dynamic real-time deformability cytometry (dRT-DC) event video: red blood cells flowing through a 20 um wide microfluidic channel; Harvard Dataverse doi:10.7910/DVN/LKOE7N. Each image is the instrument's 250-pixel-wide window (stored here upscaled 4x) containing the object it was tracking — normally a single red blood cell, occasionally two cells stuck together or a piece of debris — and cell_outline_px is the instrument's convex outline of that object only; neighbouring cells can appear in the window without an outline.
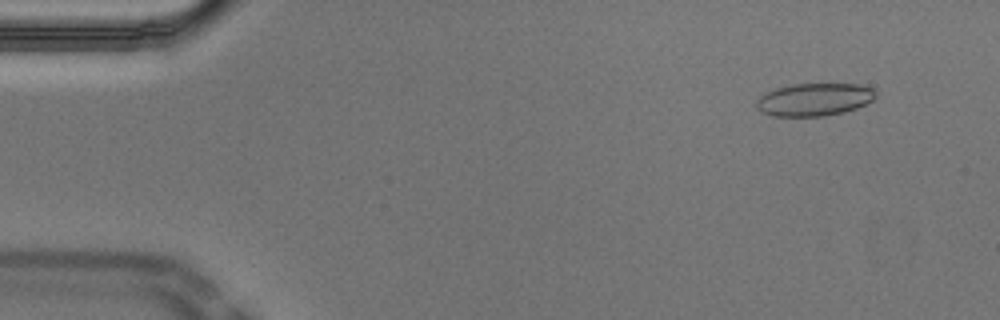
{"species": "Egyptian fruit bat (a non-hibernating species)", "species_latin": "Rousettus aegyptiacus", "temperature_condition": "cold", "stored_images_in_passage": 54, "camera_frame_rate_fps": 3000, "um_per_image_px": 0.085, "animal": {"sex": "male"}, "frame": {"image": 1, "passage_image": 5, "time_ms": 1.333, "image_size_px": [1000, 320], "cell_outline_px": [[876, 96], [872, 100], [856, 108], [844, 112], [824, 116], [772, 116], [760, 112], [756, 108], [756, 100], [760, 96], [776, 88], [792, 84], [856, 84], [872, 88], [876, 92]], "centroid_in_image_um": [69.18, 8.46], "position_along_channel_um": 15.8, "area_um2": 22.72}}
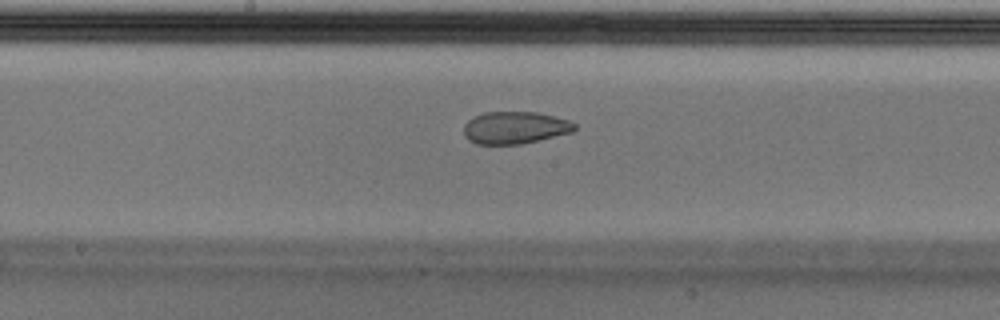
{"frame": {"image": 2, "passage_image": 28, "time_ms": 9.0, "image_size_px": [1000, 320], "cell_outline_px": [[576, 128], [572, 132], [520, 144], [476, 144], [468, 140], [464, 136], [464, 124], [472, 116], [484, 112], [536, 112], [556, 116], [568, 120], [576, 124]], "centroid_in_image_um": [43.74, 10.84], "position_along_channel_um": 204.5, "area_um2": 20.92}}
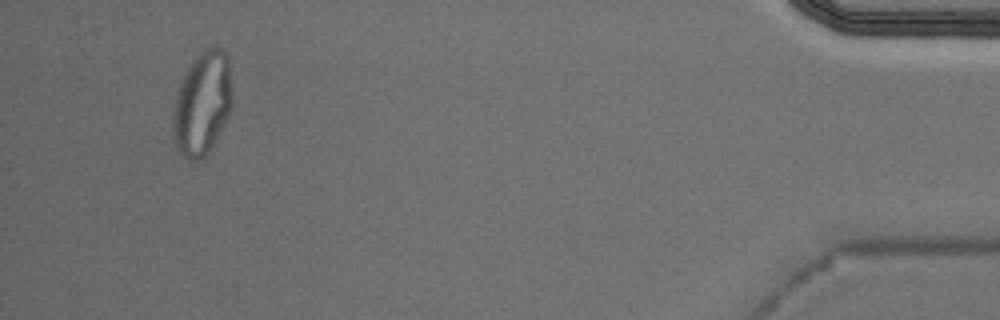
{"frame": {"image": 3, "passage_image": 51, "time_ms": 16.667, "image_size_px": [1000, 320], "cell_outline_px": [[232, 104], [228, 116], [224, 124], [208, 152], [200, 160], [188, 160], [180, 152], [172, 140], [172, 116], [176, 96], [184, 76], [192, 60], [204, 48], [220, 48], [228, 56], [232, 88]], "centroid_in_image_um": [17.19, 8.81], "position_along_channel_um": 418.0, "area_um2": 35.66}, "authors_computed_cell_mechanics": {"area_um2": 23.4668, "velocity_mm_per_s": 3.7246, "shape_relaxation_time_tau1_ms": null, "shape_relaxation_time_tau2_ms": 1.7724, "deformation_change_tau1": null, "deformation_change_tau2": 0.063}}